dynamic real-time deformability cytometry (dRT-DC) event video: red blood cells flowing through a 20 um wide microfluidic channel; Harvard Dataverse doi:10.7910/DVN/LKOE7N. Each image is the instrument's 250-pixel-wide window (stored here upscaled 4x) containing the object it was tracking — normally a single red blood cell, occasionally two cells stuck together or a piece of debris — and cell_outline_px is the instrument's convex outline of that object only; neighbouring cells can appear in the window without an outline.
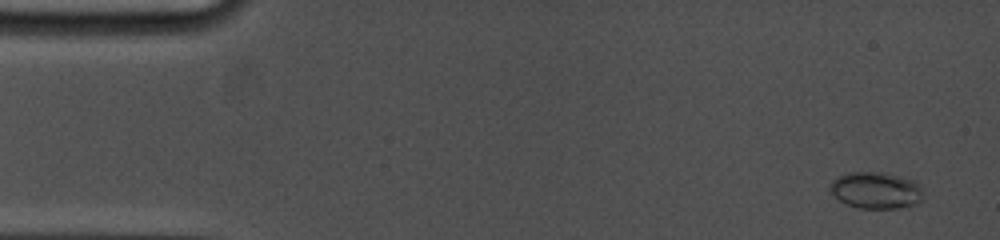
{"species": "common noctule bat (a hibernating species)", "species_latin": "Nyctalus noctula", "temperature_condition": "cold", "stored_images_in_passage": 25, "camera_frame_rate_fps": 5000, "um_per_image_px": 0.085, "animal": {"sex": "female", "body_mass_g": 19.0, "forearm_length_mm": 53.3}, "frame": {"image": 1, "passage_image": 3, "time_ms": 0.6, "image_size_px": [1000, 240], "cell_outline_px": [[924, 188], [920, 204], [896, 208], [860, 208], [848, 204], [840, 200], [832, 192], [828, 184], [836, 176], [848, 172], [884, 172], [916, 180]], "centroid_in_image_um": [74.5, 16.15], "position_along_channel_um": 10.5, "area_um2": 20.23}}
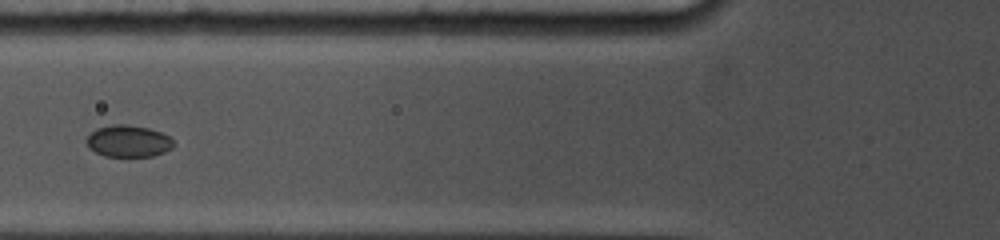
{"frame": {"image": 2, "passage_image": 19, "time_ms": 6.4, "image_size_px": [1000, 240], "cell_outline_px": [[176, 144], [172, 148], [164, 152], [152, 156], [104, 156], [88, 148], [84, 140], [96, 128], [112, 124], [128, 124], [148, 128], [160, 132], [168, 136]], "centroid_in_image_um": [10.88, 11.99], "position_along_channel_um": 114.9, "area_um2": 16.24}}
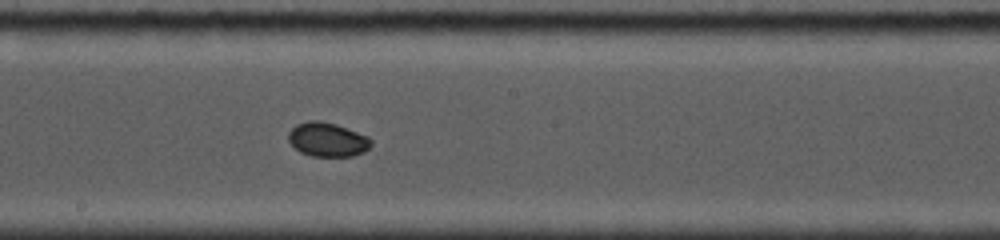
{"frame": {"image": 3, "passage_image": 25, "time_ms": 9.2, "image_size_px": [1000, 240], "cell_outline_px": [[372, 144], [364, 152], [352, 156], [312, 156], [300, 152], [288, 140], [288, 132], [296, 124], [308, 120], [320, 120], [336, 124], [368, 136], [372, 140]], "centroid_in_image_um": [27.83, 11.85], "position_along_channel_um": 220.4, "area_um2": 16.47}}